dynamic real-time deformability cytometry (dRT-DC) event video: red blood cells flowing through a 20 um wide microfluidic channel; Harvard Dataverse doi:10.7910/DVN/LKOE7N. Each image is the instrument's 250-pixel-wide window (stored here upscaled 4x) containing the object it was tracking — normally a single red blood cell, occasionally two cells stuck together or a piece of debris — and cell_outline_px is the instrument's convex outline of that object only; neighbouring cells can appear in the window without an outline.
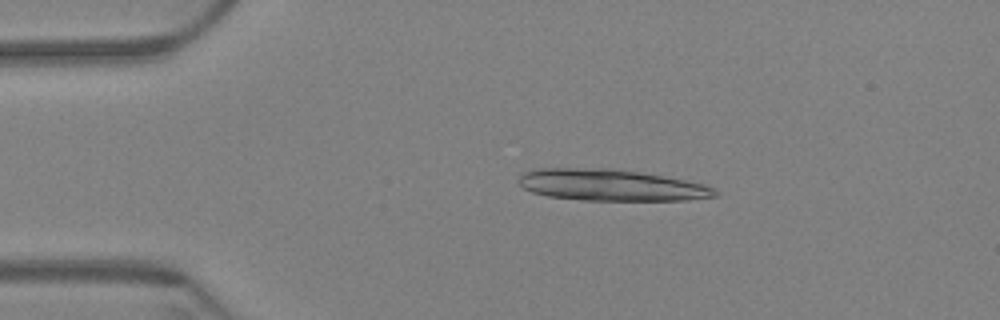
{"species": "Egyptian fruit bat (a non-hibernating species)", "species_latin": "Rousettus aegyptiacus", "temperature_condition": "warm", "stored_images_in_passage": 10, "camera_frame_rate_fps": 3000, "um_per_image_px": 0.085, "animal": {"sex": "female"}, "frame": {"image": 1, "passage_image": 4, "time_ms": 1.0, "image_size_px": [1000, 320], "cell_outline_px": [[720, 196], [688, 200], [580, 200], [548, 196], [532, 192], [524, 188], [520, 184], [520, 176], [524, 172], [532, 168], [608, 168], [640, 172], [704, 184], [720, 192]], "centroid_in_image_um": [51.93, 15.73], "position_along_channel_um": 33.1, "area_um2": 35.95}}